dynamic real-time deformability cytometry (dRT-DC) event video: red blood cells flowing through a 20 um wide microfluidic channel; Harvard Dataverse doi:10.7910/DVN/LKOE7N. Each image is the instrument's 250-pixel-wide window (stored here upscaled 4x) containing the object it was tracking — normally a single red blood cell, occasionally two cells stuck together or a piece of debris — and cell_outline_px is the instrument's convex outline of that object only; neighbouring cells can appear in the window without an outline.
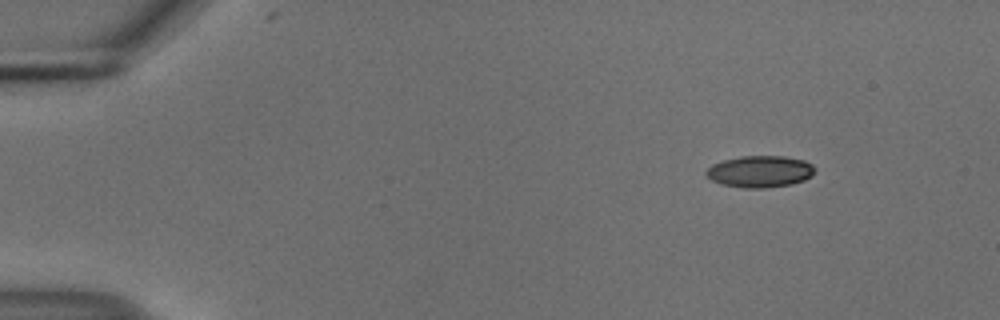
{"species": "common noctule bat (a hibernating species)", "species_latin": "Nyctalus noctula", "temperature_condition": "cold", "stored_images_in_passage": 3, "camera_frame_rate_fps": 3000, "um_per_image_px": 0.085, "animal": {"sex": "male", "body_mass_g": 18.8}, "frame": {"image": 1, "passage_image": 1, "time_ms": 0.0, "image_size_px": [1000, 320], "cell_outline_px": [[816, 172], [812, 176], [804, 180], [792, 184], [764, 188], [744, 188], [724, 184], [712, 180], [704, 176], [704, 172], [712, 164], [724, 160], [740, 156], [784, 156], [804, 160], [812, 164], [816, 168]], "centroid_in_image_um": [64.62, 14.57], "position_along_channel_um": 20.4, "area_um2": 20.23}}
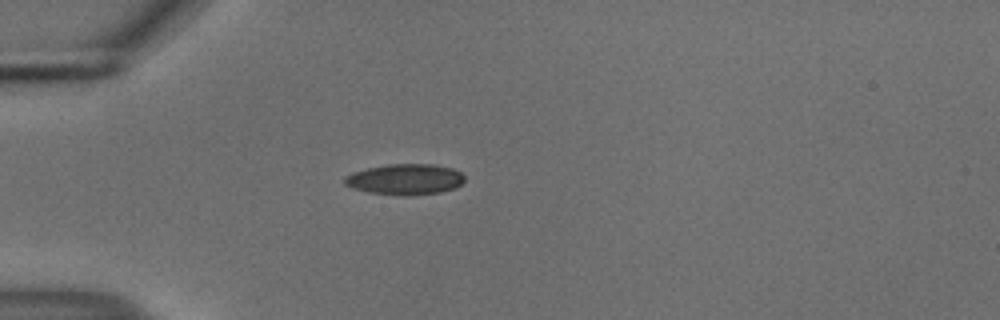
{"frame": {"image": 2, "passage_image": 3, "time_ms": 0.667, "image_size_px": [1000, 320], "cell_outline_px": [[464, 180], [456, 188], [440, 192], [408, 196], [400, 196], [368, 192], [352, 188], [344, 184], [344, 176], [352, 172], [368, 168], [388, 164], [432, 164], [452, 168], [460, 172], [464, 176]], "centroid_in_image_um": [34.41, 15.25], "position_along_channel_um": 50.6, "area_um2": 21.68}}